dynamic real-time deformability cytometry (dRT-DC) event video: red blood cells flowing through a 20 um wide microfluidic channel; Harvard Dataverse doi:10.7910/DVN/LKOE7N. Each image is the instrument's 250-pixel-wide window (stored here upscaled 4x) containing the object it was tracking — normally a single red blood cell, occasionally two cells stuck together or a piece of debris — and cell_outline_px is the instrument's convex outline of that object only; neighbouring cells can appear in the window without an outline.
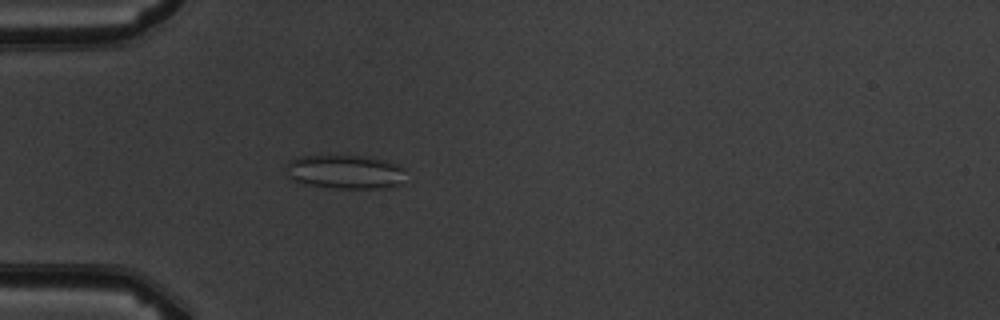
{"species": "common noctule bat (a hibernating species)", "species_latin": "Nyctalus noctula", "temperature_condition": "warm", "stored_images_in_passage": 5, "camera_frame_rate_fps": 3000, "um_per_image_px": 0.085, "animal": {"sex": "male", "body_mass_g": 19.5, "forearm_length_mm": 54.6}, "frame": {"image": 1, "passage_image": 5, "time_ms": 5.333, "image_size_px": [1000, 320], "cell_outline_px": [[404, 168], [400, 184], [388, 188], [336, 188], [308, 184], [292, 180], [288, 176], [284, 168], [288, 160], [300, 156], [368, 156], [384, 160], [396, 164]], "centroid_in_image_um": [29.29, 14.6], "position_along_channel_um": 55.7, "area_um2": 23.64}}